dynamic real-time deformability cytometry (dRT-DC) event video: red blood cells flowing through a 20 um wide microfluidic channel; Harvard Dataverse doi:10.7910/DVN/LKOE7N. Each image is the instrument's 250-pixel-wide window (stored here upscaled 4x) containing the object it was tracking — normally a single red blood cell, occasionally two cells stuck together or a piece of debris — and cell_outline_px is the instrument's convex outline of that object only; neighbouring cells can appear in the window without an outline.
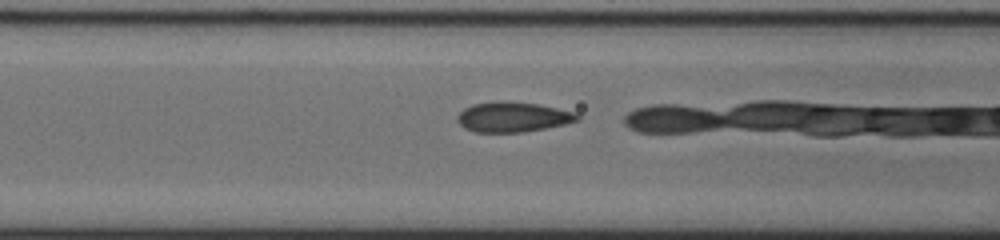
{"species": "common noctule bat (a hibernating species)", "species_latin": "Nyctalus noctula", "temperature_condition": "cold", "stored_images_in_passage": 34, "camera_frame_rate_fps": 3000, "um_per_image_px": 0.085, "animal": {"sex": "male", "body_mass_g": 20.0, "forearm_length_mm": 53.3}, "frame": {"image": 1, "passage_image": 13, "time_ms": 4.0, "image_size_px": [1000, 240], "cell_outline_px": [[580, 120], [564, 124], [524, 132], [476, 132], [464, 128], [456, 120], [456, 116], [464, 108], [472, 104], [536, 104], [576, 112], [580, 116]], "centroid_in_image_um": [43.6, 9.99], "position_along_channel_um": 123.0, "area_um2": 20.11}}
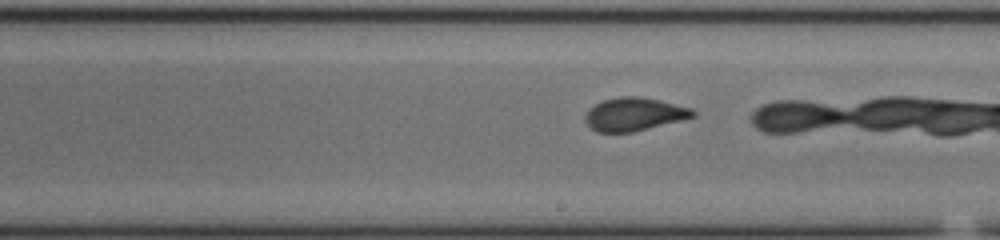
{"frame": {"image": 2, "passage_image": 22, "time_ms": 7.0, "image_size_px": [1000, 240], "cell_outline_px": [[696, 116], [632, 132], [596, 132], [584, 120], [584, 116], [588, 108], [604, 100], [620, 96], [640, 96], [660, 100], [692, 108], [696, 112]], "centroid_in_image_um": [53.89, 9.7], "position_along_channel_um": 235.1, "area_um2": 20.75}}
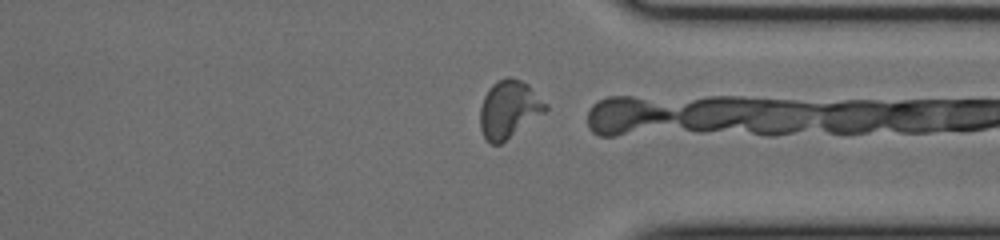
{"frame": {"image": 3, "passage_image": 33, "time_ms": 10.667, "image_size_px": [1000, 240], "cell_outline_px": [[548, 108], [544, 112], [500, 144], [492, 144], [484, 136], [480, 128], [480, 108], [484, 96], [492, 84], [508, 76], [512, 76], [528, 84], [548, 104]], "centroid_in_image_um": [43.26, 9.26], "position_along_channel_um": 368.1, "area_um2": 21.68}}